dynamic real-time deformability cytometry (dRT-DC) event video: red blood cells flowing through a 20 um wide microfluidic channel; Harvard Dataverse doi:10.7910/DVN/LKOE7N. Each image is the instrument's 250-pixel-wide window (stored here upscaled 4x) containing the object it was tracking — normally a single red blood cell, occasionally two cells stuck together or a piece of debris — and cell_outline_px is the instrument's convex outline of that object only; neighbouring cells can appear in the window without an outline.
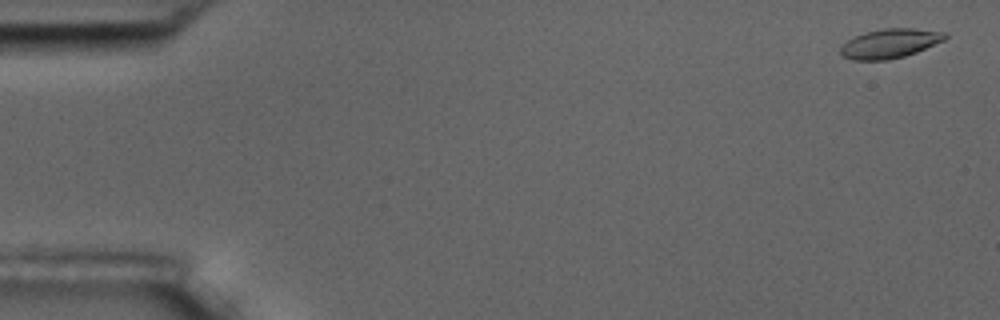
{"species": "common noctule bat (a hibernating species)", "species_latin": "Nyctalus noctula", "temperature_condition": "room temperature", "stored_images_in_passage": 4, "camera_frame_rate_fps": 3000, "um_per_image_px": 0.085, "animal": {"sex": "male", "body_mass_g": 17.5, "forearm_length_mm": 52.3}, "frame": {"image": 1, "passage_image": 1, "time_ms": 0.0, "image_size_px": [1000, 320], "cell_outline_px": [[948, 36], [944, 40], [916, 52], [904, 56], [888, 60], [852, 60], [844, 56], [840, 52], [840, 48], [848, 40], [864, 32], [884, 28], [912, 28], [948, 32]], "centroid_in_image_um": [75.66, 3.68], "position_along_channel_um": 9.3, "area_um2": 17.8}}